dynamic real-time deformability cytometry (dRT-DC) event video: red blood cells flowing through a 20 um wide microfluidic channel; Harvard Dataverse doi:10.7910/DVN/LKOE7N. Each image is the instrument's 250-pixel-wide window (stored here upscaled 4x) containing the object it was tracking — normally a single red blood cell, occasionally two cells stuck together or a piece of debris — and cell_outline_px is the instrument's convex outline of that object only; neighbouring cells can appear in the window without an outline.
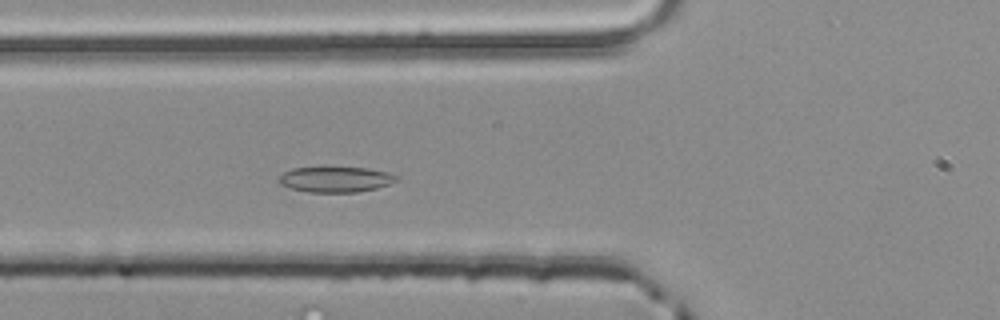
{"species": "common noctule bat (a hibernating species)", "species_latin": "Nyctalus noctula", "temperature_condition": "room temperature", "stored_images_in_passage": 35, "camera_frame_rate_fps": 3000, "um_per_image_px": 0.085, "animal": {"sex": "male", "body_mass_g": 20.4}, "frame": {"image": 1, "passage_image": 5, "time_ms": 1.333, "image_size_px": [1000, 320], "cell_outline_px": [[400, 176], [396, 180], [388, 184], [376, 188], [356, 192], [308, 192], [292, 188], [280, 184], [276, 180], [284, 172], [292, 168], [368, 168], [388, 172]], "centroid_in_image_um": [28.52, 15.25], "position_along_channel_um": 97.3, "area_um2": 17.28}}
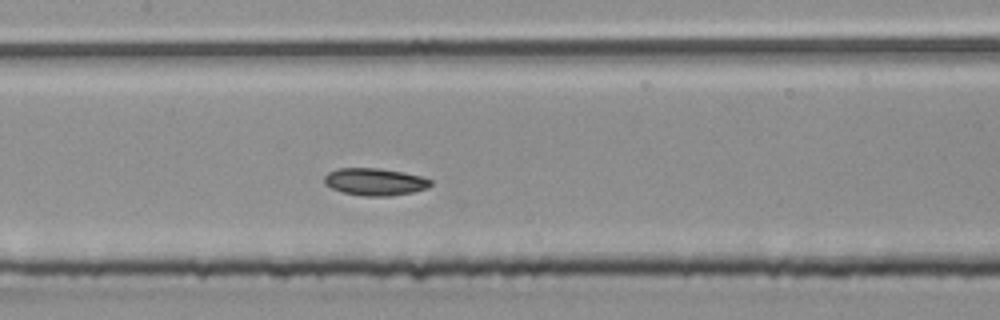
{"frame": {"image": 2, "passage_image": 11, "time_ms": 3.333, "image_size_px": [1000, 320], "cell_outline_px": [[432, 184], [428, 188], [412, 192], [392, 196], [364, 196], [344, 192], [332, 188], [324, 184], [324, 176], [328, 172], [336, 168], [376, 168], [404, 172], [420, 176], [432, 180]], "centroid_in_image_um": [31.86, 15.45], "position_along_channel_um": 175.5, "area_um2": 16.94}}
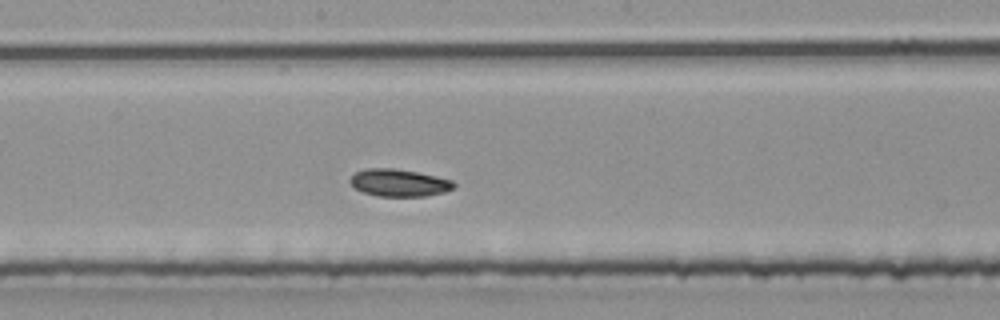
{"frame": {"image": 3, "passage_image": 14, "time_ms": 4.333, "image_size_px": [1000, 320], "cell_outline_px": [[456, 188], [444, 192], [424, 196], [380, 196], [364, 192], [356, 188], [348, 180], [356, 172], [364, 168], [392, 168], [416, 172], [436, 176], [452, 180], [456, 184]], "centroid_in_image_um": [33.94, 15.53], "position_along_channel_um": 214.3, "area_um2": 16.42}, "authors_computed_cell_mechanics": {"area_um2": 16.9932, "velocity_mm_per_s": 3.8941, "shape_relaxation_time_tau1_ms": 4.6132, "shape_relaxation_time_tau2_ms": null, "deformation_change_tau1": 0.089, "deformation_change_tau2": null}}